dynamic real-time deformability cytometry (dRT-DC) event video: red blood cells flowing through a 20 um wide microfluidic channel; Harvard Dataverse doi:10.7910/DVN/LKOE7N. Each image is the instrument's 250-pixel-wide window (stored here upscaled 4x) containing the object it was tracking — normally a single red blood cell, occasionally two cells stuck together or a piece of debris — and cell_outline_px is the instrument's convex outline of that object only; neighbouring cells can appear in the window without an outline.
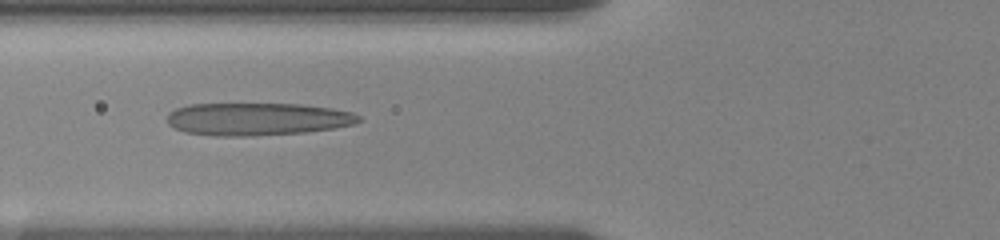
{"species": "human", "species_latin": "Homo sapiens", "temperature_condition": "room temperature", "stored_images_in_passage": 9, "camera_frame_rate_fps": 3000, "um_per_image_px": 0.085, "donor": {"sex": "female"}, "frame": {"image": 1, "passage_image": 7, "time_ms": 6.0, "image_size_px": [1000, 240], "cell_outline_px": [[360, 120], [352, 124], [332, 128], [304, 132], [252, 136], [212, 136], [184, 132], [168, 124], [168, 112], [176, 108], [188, 104], [300, 104], [332, 108], [352, 112], [360, 116]], "centroid_in_image_um": [21.83, 10.12], "position_along_channel_um": 104.0, "area_um2": 36.41}}
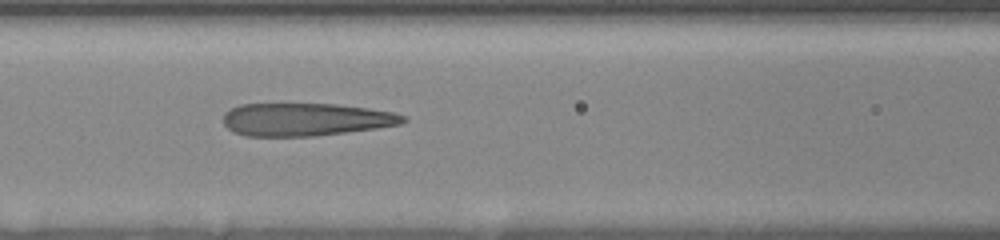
{"frame": {"image": 2, "passage_image": 8, "time_ms": 7.0, "image_size_px": [1000, 240], "cell_outline_px": [[408, 120], [400, 124], [376, 128], [316, 136], [244, 136], [232, 132], [224, 124], [224, 112], [240, 104], [336, 104], [368, 108], [396, 112], [408, 116]], "centroid_in_image_um": [26.01, 10.15], "position_along_channel_um": 140.6, "area_um2": 34.62}}
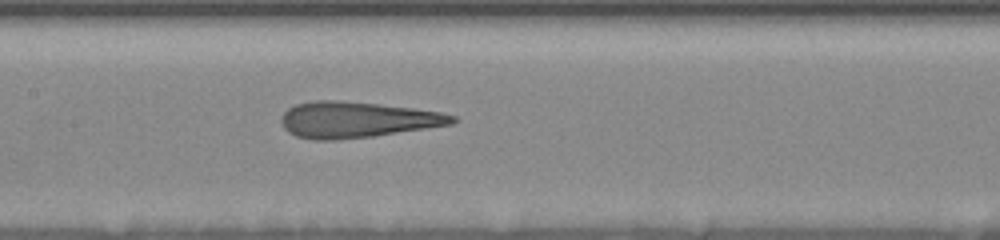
{"frame": {"image": 3, "passage_image": 9, "time_ms": 8.0, "image_size_px": [1000, 240], "cell_outline_px": [[460, 120], [452, 124], [372, 136], [336, 140], [312, 140], [296, 136], [288, 132], [284, 128], [280, 120], [284, 112], [288, 108], [296, 104], [316, 100], [336, 100], [380, 104], [412, 108], [440, 112], [456, 116]], "centroid_in_image_um": [30.32, 10.17], "position_along_channel_um": 177.1, "area_um2": 35.78}}